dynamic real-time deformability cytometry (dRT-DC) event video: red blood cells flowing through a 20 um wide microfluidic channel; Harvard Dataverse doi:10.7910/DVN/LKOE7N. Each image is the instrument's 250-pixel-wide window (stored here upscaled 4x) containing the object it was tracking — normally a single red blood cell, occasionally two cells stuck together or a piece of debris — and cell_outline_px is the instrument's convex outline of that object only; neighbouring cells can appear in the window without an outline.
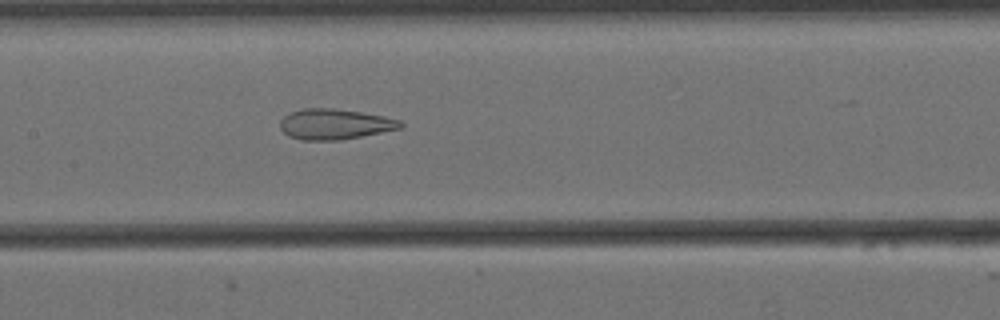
{"species": "Egyptian fruit bat (a non-hibernating species)", "species_latin": "Rousettus aegyptiacus", "temperature_condition": "cold", "stored_images_in_passage": 49, "camera_frame_rate_fps": 3000, "um_per_image_px": 0.085, "animal": {"sex": "female"}, "frame": {"image": 1, "passage_image": 26, "time_ms": 8.333, "image_size_px": [1000, 320], "cell_outline_px": [[404, 124], [400, 128], [340, 140], [300, 140], [288, 136], [280, 128], [280, 120], [288, 112], [304, 108], [332, 108], [360, 112], [384, 116], [400, 120]], "centroid_in_image_um": [28.4, 10.55], "position_along_channel_um": 179.0, "area_um2": 21.33}}
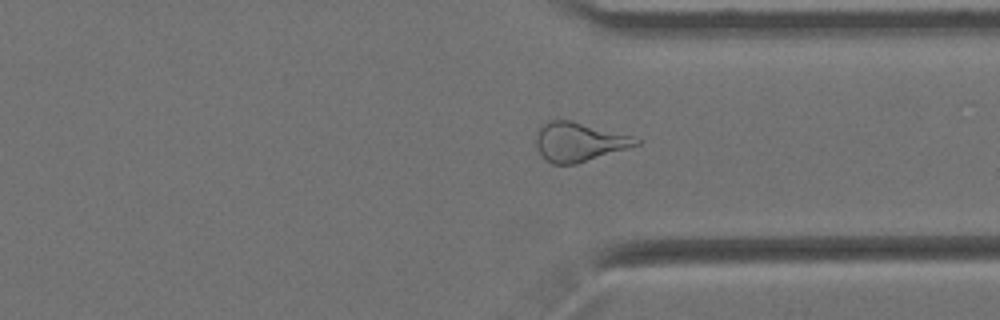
{"frame": {"image": 2, "passage_image": 42, "time_ms": 13.667, "image_size_px": [1000, 320], "cell_outline_px": [[640, 144], [576, 164], [552, 164], [544, 160], [536, 144], [536, 132], [540, 124], [548, 120], [572, 120], [632, 136], [640, 140]], "centroid_in_image_um": [49.16, 12.05], "position_along_channel_um": 362.2, "area_um2": 22.77}}
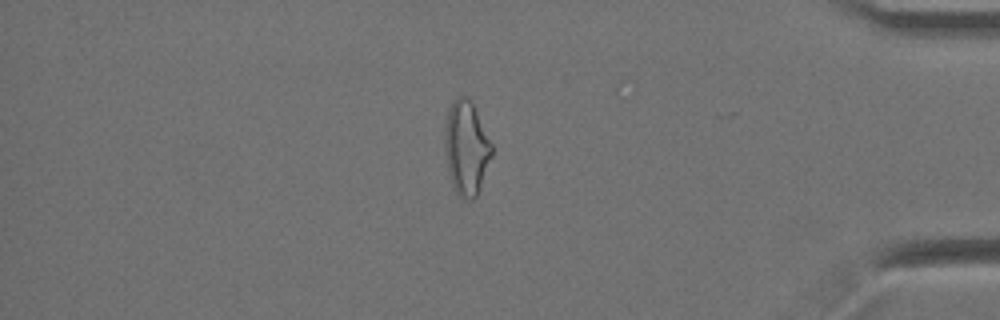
{"frame": {"image": 3, "passage_image": 48, "time_ms": 15.667, "image_size_px": [1000, 320], "cell_outline_px": [[492, 156], [480, 188], [476, 196], [472, 200], [460, 196], [452, 188], [448, 172], [444, 148], [444, 128], [448, 108], [452, 100], [456, 96], [468, 96], [492, 144]], "centroid_in_image_um": [39.6, 12.57], "position_along_channel_um": 395.6, "area_um2": 25.89}, "authors_computed_cell_mechanics": {"area_um2": 24.0448, "velocity_mm_per_s": 3.4545, "shape_relaxation_time_tau1_ms": null, "shape_relaxation_time_tau2_ms": 2.5857, "deformation_change_tau1": null, "deformation_change_tau2": 0.1307}}